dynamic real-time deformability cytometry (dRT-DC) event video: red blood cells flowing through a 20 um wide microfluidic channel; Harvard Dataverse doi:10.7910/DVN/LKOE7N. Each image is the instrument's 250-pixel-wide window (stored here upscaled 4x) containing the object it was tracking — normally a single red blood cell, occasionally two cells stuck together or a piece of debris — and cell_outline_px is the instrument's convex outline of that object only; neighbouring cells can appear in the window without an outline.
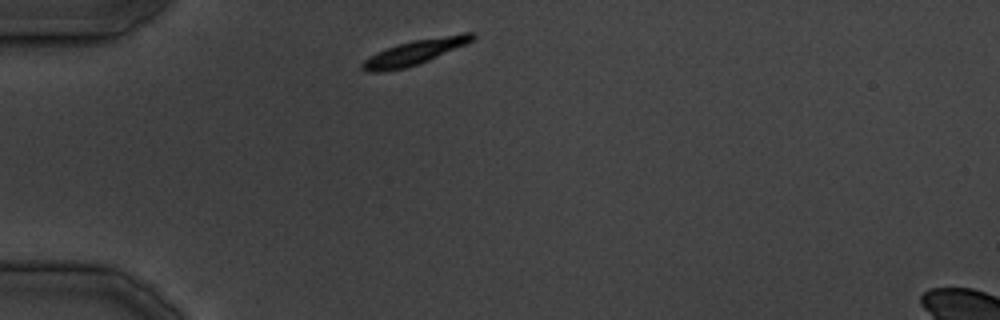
{"species": "common noctule bat (a hibernating species)", "species_latin": "Nyctalus noctula", "temperature_condition": "cold", "stored_images_in_passage": 29, "segment_of_instrument_passage": [1, 2], "camera_frame_rate_fps": 3000, "um_per_image_px": 0.085, "animal": {"sex": "male", "body_mass_g": 19.5, "forearm_length_mm": 54.6}, "frame": {"image": 1, "passage_image": 1, "time_ms": 0.0, "image_size_px": [1000, 320], "cell_outline_px": [[476, 36], [472, 40], [464, 44], [428, 60], [404, 68], [380, 72], [368, 72], [360, 68], [360, 64], [364, 60], [388, 48], [412, 40], [464, 32], [472, 32]], "centroid_in_image_um": [35.24, 4.43], "position_along_channel_um": 49.8, "area_um2": 15.43}}
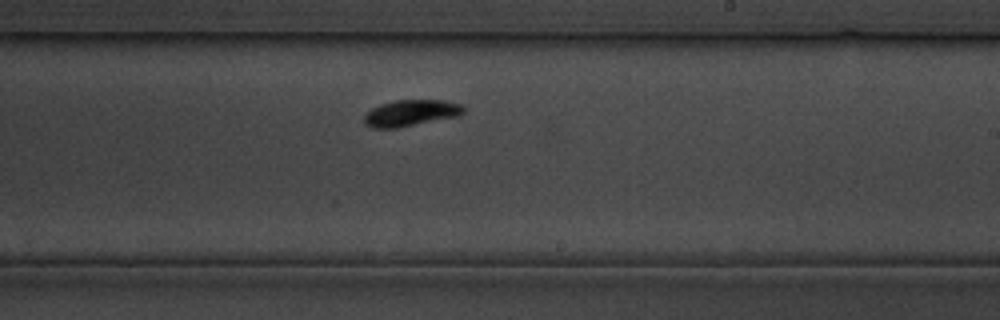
{"frame": {"image": 2, "passage_image": 14, "time_ms": 15.667, "image_size_px": [1000, 320], "cell_outline_px": [[464, 112], [460, 116], [400, 128], [372, 128], [364, 124], [364, 116], [372, 108], [380, 104], [396, 100], [444, 100], [460, 104], [464, 108]], "centroid_in_image_um": [34.93, 9.62], "position_along_channel_um": 254.1, "area_um2": 15.43}}
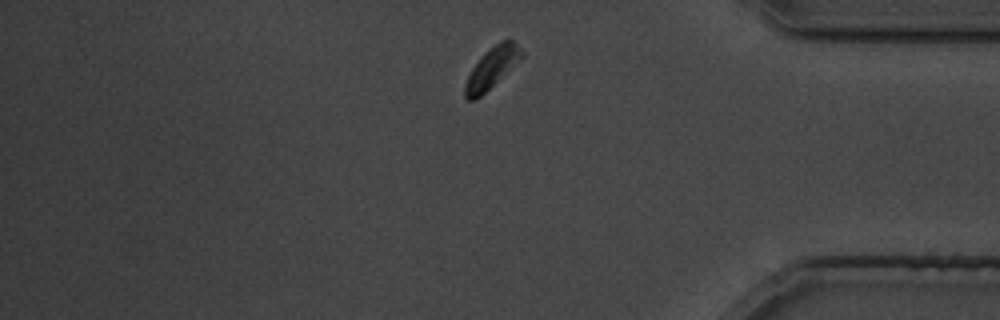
{"frame": {"image": 3, "passage_image": 23, "time_ms": 26.667, "image_size_px": [1000, 320], "cell_outline_px": [[524, 56], [476, 100], [468, 100], [464, 96], [464, 84], [472, 68], [480, 56], [488, 48], [500, 40], [512, 40], [524, 52]], "centroid_in_image_um": [41.78, 5.75], "position_along_channel_um": 393.4, "area_um2": 13.41}}